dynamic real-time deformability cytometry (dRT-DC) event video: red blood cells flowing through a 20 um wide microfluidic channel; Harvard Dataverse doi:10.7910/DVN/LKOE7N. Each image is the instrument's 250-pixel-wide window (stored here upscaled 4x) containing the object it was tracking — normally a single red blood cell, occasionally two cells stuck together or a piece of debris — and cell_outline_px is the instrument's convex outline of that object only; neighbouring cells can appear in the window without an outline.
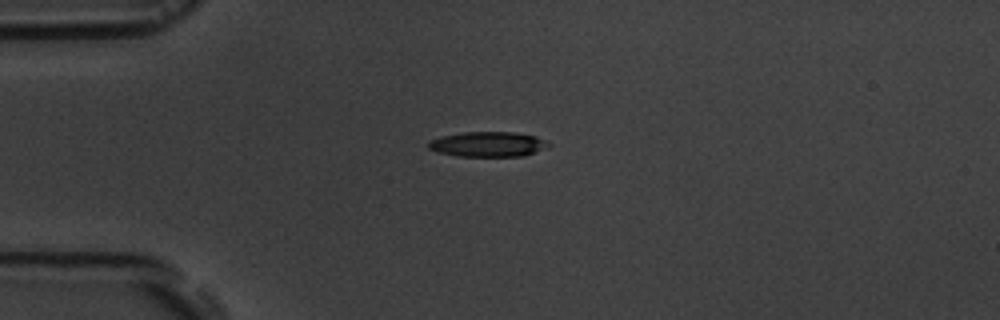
{"species": "common noctule bat (a hibernating species)", "species_latin": "Nyctalus noctula", "temperature_condition": "room temperature", "stored_images_in_passage": 6, "camera_frame_rate_fps": 3000, "um_per_image_px": 0.085, "animal": {"sex": "male", "body_mass_g": 19.5, "forearm_length_mm": 54.6}, "frame": {"image": 1, "passage_image": 4, "time_ms": 3.333, "image_size_px": [1000, 320], "cell_outline_px": [[552, 144], [548, 148], [524, 156], [456, 156], [436, 152], [428, 148], [428, 140], [440, 136], [464, 132], [516, 132], [536, 136]], "centroid_in_image_um": [41.48, 12.26], "position_along_channel_um": 43.5, "area_um2": 17.8}}
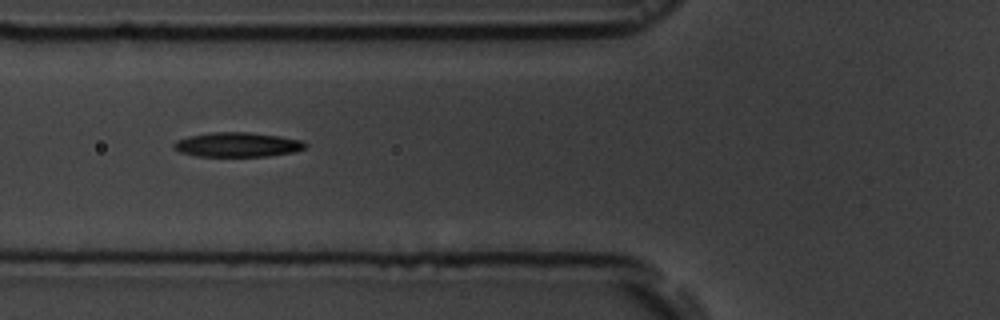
{"frame": {"image": 2, "passage_image": 6, "time_ms": 5.667, "image_size_px": [1000, 320], "cell_outline_px": [[308, 144], [304, 148], [296, 152], [268, 156], [196, 156], [180, 152], [172, 148], [172, 144], [176, 140], [188, 136], [208, 132], [248, 132], [280, 136], [304, 140]], "centroid_in_image_um": [20.18, 12.29], "position_along_channel_um": 105.6, "area_um2": 19.07}}